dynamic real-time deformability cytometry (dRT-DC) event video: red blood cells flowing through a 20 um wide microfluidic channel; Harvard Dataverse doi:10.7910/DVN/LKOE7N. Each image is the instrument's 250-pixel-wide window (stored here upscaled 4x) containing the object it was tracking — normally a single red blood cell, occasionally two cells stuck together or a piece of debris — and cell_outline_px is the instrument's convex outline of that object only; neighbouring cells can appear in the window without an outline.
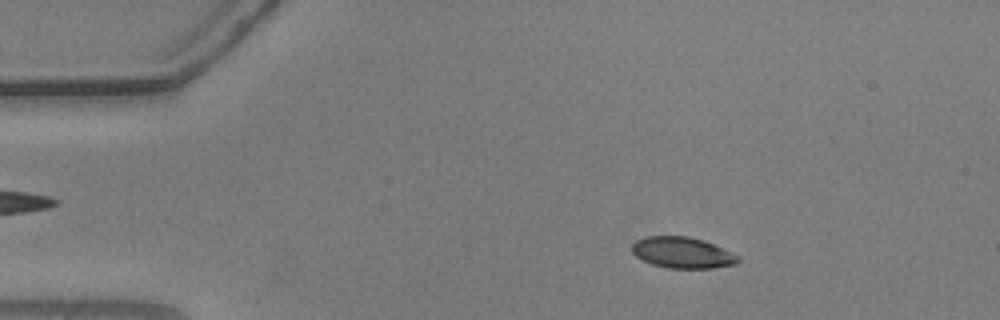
{"species": "common noctule bat (a hibernating species)", "species_latin": "Nyctalus noctula", "temperature_condition": "warm", "stored_images_in_passage": 20, "camera_frame_rate_fps": 3000, "um_per_image_px": 0.085, "animal": {"sex": "male", "body_mass_g": 20.5, "forearm_length_mm": 52.5}, "frame": {"image": 1, "passage_image": 9, "time_ms": 2.667, "image_size_px": [1000, 320], "cell_outline_px": [[740, 260], [736, 264], [712, 268], [668, 268], [652, 264], [636, 256], [632, 252], [632, 244], [636, 240], [644, 236], [688, 236], [704, 240], [732, 252], [740, 256]], "centroid_in_image_um": [58.02, 21.47], "position_along_channel_um": 27.0, "area_um2": 19.31}}
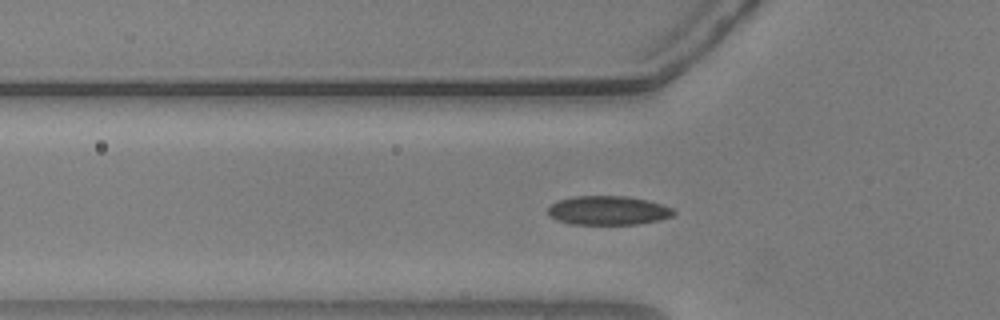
{"frame": {"image": 2, "passage_image": 18, "time_ms": 5.667, "image_size_px": [1000, 320], "cell_outline_px": [[676, 212], [672, 216], [660, 220], [636, 224], [572, 224], [556, 220], [548, 212], [548, 208], [552, 204], [560, 200], [576, 196], [624, 196], [648, 200], [672, 208]], "centroid_in_image_um": [51.71, 17.89], "position_along_channel_um": 74.1, "area_um2": 21.04}}